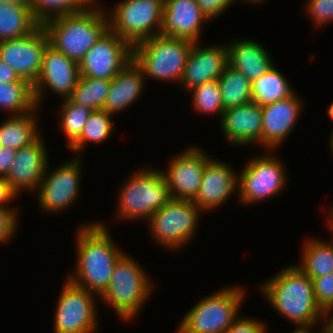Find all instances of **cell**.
Returning <instances> with one entry per match:
<instances>
[{
	"instance_id": "cell-43",
	"label": "cell",
	"mask_w": 333,
	"mask_h": 333,
	"mask_svg": "<svg viewBox=\"0 0 333 333\" xmlns=\"http://www.w3.org/2000/svg\"><path fill=\"white\" fill-rule=\"evenodd\" d=\"M17 81L27 80L21 79L15 70L0 59V82L11 83Z\"/></svg>"
},
{
	"instance_id": "cell-7",
	"label": "cell",
	"mask_w": 333,
	"mask_h": 333,
	"mask_svg": "<svg viewBox=\"0 0 333 333\" xmlns=\"http://www.w3.org/2000/svg\"><path fill=\"white\" fill-rule=\"evenodd\" d=\"M245 289L227 286L199 300L180 321L177 333H225L240 316Z\"/></svg>"
},
{
	"instance_id": "cell-26",
	"label": "cell",
	"mask_w": 333,
	"mask_h": 333,
	"mask_svg": "<svg viewBox=\"0 0 333 333\" xmlns=\"http://www.w3.org/2000/svg\"><path fill=\"white\" fill-rule=\"evenodd\" d=\"M39 25L30 7L0 3V42L25 37Z\"/></svg>"
},
{
	"instance_id": "cell-15",
	"label": "cell",
	"mask_w": 333,
	"mask_h": 333,
	"mask_svg": "<svg viewBox=\"0 0 333 333\" xmlns=\"http://www.w3.org/2000/svg\"><path fill=\"white\" fill-rule=\"evenodd\" d=\"M199 146H189L171 158L162 170L172 199L194 201L198 195L207 160L210 158Z\"/></svg>"
},
{
	"instance_id": "cell-45",
	"label": "cell",
	"mask_w": 333,
	"mask_h": 333,
	"mask_svg": "<svg viewBox=\"0 0 333 333\" xmlns=\"http://www.w3.org/2000/svg\"><path fill=\"white\" fill-rule=\"evenodd\" d=\"M317 324H308V325H297L296 330L292 333H313V329L316 328ZM319 333H324V326L321 328Z\"/></svg>"
},
{
	"instance_id": "cell-2",
	"label": "cell",
	"mask_w": 333,
	"mask_h": 333,
	"mask_svg": "<svg viewBox=\"0 0 333 333\" xmlns=\"http://www.w3.org/2000/svg\"><path fill=\"white\" fill-rule=\"evenodd\" d=\"M263 283L260 291L264 299L292 324H318L324 320L326 313L316 302L312 279L295 264Z\"/></svg>"
},
{
	"instance_id": "cell-31",
	"label": "cell",
	"mask_w": 333,
	"mask_h": 333,
	"mask_svg": "<svg viewBox=\"0 0 333 333\" xmlns=\"http://www.w3.org/2000/svg\"><path fill=\"white\" fill-rule=\"evenodd\" d=\"M218 83L224 110L252 102L251 82L231 66L225 68Z\"/></svg>"
},
{
	"instance_id": "cell-8",
	"label": "cell",
	"mask_w": 333,
	"mask_h": 333,
	"mask_svg": "<svg viewBox=\"0 0 333 333\" xmlns=\"http://www.w3.org/2000/svg\"><path fill=\"white\" fill-rule=\"evenodd\" d=\"M201 213L204 212L193 201L171 199L149 218L150 237L162 248L179 253L193 240Z\"/></svg>"
},
{
	"instance_id": "cell-40",
	"label": "cell",
	"mask_w": 333,
	"mask_h": 333,
	"mask_svg": "<svg viewBox=\"0 0 333 333\" xmlns=\"http://www.w3.org/2000/svg\"><path fill=\"white\" fill-rule=\"evenodd\" d=\"M196 3L210 22V20H214L222 15L223 12H226V9L234 3V0H196Z\"/></svg>"
},
{
	"instance_id": "cell-37",
	"label": "cell",
	"mask_w": 333,
	"mask_h": 333,
	"mask_svg": "<svg viewBox=\"0 0 333 333\" xmlns=\"http://www.w3.org/2000/svg\"><path fill=\"white\" fill-rule=\"evenodd\" d=\"M317 304L328 313L333 311V273L312 279Z\"/></svg>"
},
{
	"instance_id": "cell-21",
	"label": "cell",
	"mask_w": 333,
	"mask_h": 333,
	"mask_svg": "<svg viewBox=\"0 0 333 333\" xmlns=\"http://www.w3.org/2000/svg\"><path fill=\"white\" fill-rule=\"evenodd\" d=\"M262 123V106L252 101L225 109L219 126L227 144L242 148L249 144L262 146Z\"/></svg>"
},
{
	"instance_id": "cell-3",
	"label": "cell",
	"mask_w": 333,
	"mask_h": 333,
	"mask_svg": "<svg viewBox=\"0 0 333 333\" xmlns=\"http://www.w3.org/2000/svg\"><path fill=\"white\" fill-rule=\"evenodd\" d=\"M97 5L98 0L82 12L60 15L42 24L49 44L78 64L109 30L108 11Z\"/></svg>"
},
{
	"instance_id": "cell-33",
	"label": "cell",
	"mask_w": 333,
	"mask_h": 333,
	"mask_svg": "<svg viewBox=\"0 0 333 333\" xmlns=\"http://www.w3.org/2000/svg\"><path fill=\"white\" fill-rule=\"evenodd\" d=\"M59 114V127L68 139L65 145L68 148L81 134L84 125L93 111L92 109L73 103L69 98L61 100Z\"/></svg>"
},
{
	"instance_id": "cell-49",
	"label": "cell",
	"mask_w": 333,
	"mask_h": 333,
	"mask_svg": "<svg viewBox=\"0 0 333 333\" xmlns=\"http://www.w3.org/2000/svg\"><path fill=\"white\" fill-rule=\"evenodd\" d=\"M241 1L256 5V4H259V3H263L264 0H241ZM235 3H236V0H235Z\"/></svg>"
},
{
	"instance_id": "cell-6",
	"label": "cell",
	"mask_w": 333,
	"mask_h": 333,
	"mask_svg": "<svg viewBox=\"0 0 333 333\" xmlns=\"http://www.w3.org/2000/svg\"><path fill=\"white\" fill-rule=\"evenodd\" d=\"M193 42L163 35L152 36L132 46V59L145 78L180 84Z\"/></svg>"
},
{
	"instance_id": "cell-36",
	"label": "cell",
	"mask_w": 333,
	"mask_h": 333,
	"mask_svg": "<svg viewBox=\"0 0 333 333\" xmlns=\"http://www.w3.org/2000/svg\"><path fill=\"white\" fill-rule=\"evenodd\" d=\"M304 6L314 28H319L333 21V0H307Z\"/></svg>"
},
{
	"instance_id": "cell-29",
	"label": "cell",
	"mask_w": 333,
	"mask_h": 333,
	"mask_svg": "<svg viewBox=\"0 0 333 333\" xmlns=\"http://www.w3.org/2000/svg\"><path fill=\"white\" fill-rule=\"evenodd\" d=\"M36 108L33 85L28 81L0 82V110L17 116L30 113Z\"/></svg>"
},
{
	"instance_id": "cell-10",
	"label": "cell",
	"mask_w": 333,
	"mask_h": 333,
	"mask_svg": "<svg viewBox=\"0 0 333 333\" xmlns=\"http://www.w3.org/2000/svg\"><path fill=\"white\" fill-rule=\"evenodd\" d=\"M265 153L252 156L238 174L237 196L242 204H256L275 197L287 185L285 164L271 150Z\"/></svg>"
},
{
	"instance_id": "cell-47",
	"label": "cell",
	"mask_w": 333,
	"mask_h": 333,
	"mask_svg": "<svg viewBox=\"0 0 333 333\" xmlns=\"http://www.w3.org/2000/svg\"><path fill=\"white\" fill-rule=\"evenodd\" d=\"M331 207V209H329V216L327 217V219H328V225H329V227L328 228H330L329 230L333 233V205L332 206H330Z\"/></svg>"
},
{
	"instance_id": "cell-5",
	"label": "cell",
	"mask_w": 333,
	"mask_h": 333,
	"mask_svg": "<svg viewBox=\"0 0 333 333\" xmlns=\"http://www.w3.org/2000/svg\"><path fill=\"white\" fill-rule=\"evenodd\" d=\"M131 255L124 253L114 266L109 287L99 298L122 321L136 318L153 292L149 274Z\"/></svg>"
},
{
	"instance_id": "cell-44",
	"label": "cell",
	"mask_w": 333,
	"mask_h": 333,
	"mask_svg": "<svg viewBox=\"0 0 333 333\" xmlns=\"http://www.w3.org/2000/svg\"><path fill=\"white\" fill-rule=\"evenodd\" d=\"M323 323L324 333H333V311L326 313Z\"/></svg>"
},
{
	"instance_id": "cell-23",
	"label": "cell",
	"mask_w": 333,
	"mask_h": 333,
	"mask_svg": "<svg viewBox=\"0 0 333 333\" xmlns=\"http://www.w3.org/2000/svg\"><path fill=\"white\" fill-rule=\"evenodd\" d=\"M226 44L229 66L241 72L251 83L274 65L268 50L259 41L245 38Z\"/></svg>"
},
{
	"instance_id": "cell-34",
	"label": "cell",
	"mask_w": 333,
	"mask_h": 333,
	"mask_svg": "<svg viewBox=\"0 0 333 333\" xmlns=\"http://www.w3.org/2000/svg\"><path fill=\"white\" fill-rule=\"evenodd\" d=\"M97 0H33L34 18L43 24L45 21L69 13H79L88 9Z\"/></svg>"
},
{
	"instance_id": "cell-24",
	"label": "cell",
	"mask_w": 333,
	"mask_h": 333,
	"mask_svg": "<svg viewBox=\"0 0 333 333\" xmlns=\"http://www.w3.org/2000/svg\"><path fill=\"white\" fill-rule=\"evenodd\" d=\"M145 75L141 68L130 60L129 63L111 80L109 94L103 110L112 115L119 114L140 99L146 87Z\"/></svg>"
},
{
	"instance_id": "cell-18",
	"label": "cell",
	"mask_w": 333,
	"mask_h": 333,
	"mask_svg": "<svg viewBox=\"0 0 333 333\" xmlns=\"http://www.w3.org/2000/svg\"><path fill=\"white\" fill-rule=\"evenodd\" d=\"M303 108L296 91L286 99L262 106V147L276 150L293 132Z\"/></svg>"
},
{
	"instance_id": "cell-50",
	"label": "cell",
	"mask_w": 333,
	"mask_h": 333,
	"mask_svg": "<svg viewBox=\"0 0 333 333\" xmlns=\"http://www.w3.org/2000/svg\"><path fill=\"white\" fill-rule=\"evenodd\" d=\"M329 141H330V142H329V145H330V149H331L330 152H332L331 154H333V130L331 131Z\"/></svg>"
},
{
	"instance_id": "cell-27",
	"label": "cell",
	"mask_w": 333,
	"mask_h": 333,
	"mask_svg": "<svg viewBox=\"0 0 333 333\" xmlns=\"http://www.w3.org/2000/svg\"><path fill=\"white\" fill-rule=\"evenodd\" d=\"M303 244L302 259L296 266L311 279L333 273V240L312 238Z\"/></svg>"
},
{
	"instance_id": "cell-16",
	"label": "cell",
	"mask_w": 333,
	"mask_h": 333,
	"mask_svg": "<svg viewBox=\"0 0 333 333\" xmlns=\"http://www.w3.org/2000/svg\"><path fill=\"white\" fill-rule=\"evenodd\" d=\"M79 78L78 63L48 44L43 54L41 71L33 85L37 107H40V103L44 100L42 98L46 88L52 90L58 97L62 96V100L68 99Z\"/></svg>"
},
{
	"instance_id": "cell-25",
	"label": "cell",
	"mask_w": 333,
	"mask_h": 333,
	"mask_svg": "<svg viewBox=\"0 0 333 333\" xmlns=\"http://www.w3.org/2000/svg\"><path fill=\"white\" fill-rule=\"evenodd\" d=\"M37 107L34 111L11 116L0 124V146L19 150L33 143L40 135L39 125L36 118Z\"/></svg>"
},
{
	"instance_id": "cell-9",
	"label": "cell",
	"mask_w": 333,
	"mask_h": 333,
	"mask_svg": "<svg viewBox=\"0 0 333 333\" xmlns=\"http://www.w3.org/2000/svg\"><path fill=\"white\" fill-rule=\"evenodd\" d=\"M163 8L164 0H122L107 14L109 30L133 46L160 34Z\"/></svg>"
},
{
	"instance_id": "cell-35",
	"label": "cell",
	"mask_w": 333,
	"mask_h": 333,
	"mask_svg": "<svg viewBox=\"0 0 333 333\" xmlns=\"http://www.w3.org/2000/svg\"><path fill=\"white\" fill-rule=\"evenodd\" d=\"M192 96L194 110L200 114H218L221 119L224 108L218 80L206 82L188 91Z\"/></svg>"
},
{
	"instance_id": "cell-20",
	"label": "cell",
	"mask_w": 333,
	"mask_h": 333,
	"mask_svg": "<svg viewBox=\"0 0 333 333\" xmlns=\"http://www.w3.org/2000/svg\"><path fill=\"white\" fill-rule=\"evenodd\" d=\"M229 164L209 158L206 162L202 183L193 201L203 212L217 209L238 194V173Z\"/></svg>"
},
{
	"instance_id": "cell-41",
	"label": "cell",
	"mask_w": 333,
	"mask_h": 333,
	"mask_svg": "<svg viewBox=\"0 0 333 333\" xmlns=\"http://www.w3.org/2000/svg\"><path fill=\"white\" fill-rule=\"evenodd\" d=\"M17 150L0 146V178H5L15 161Z\"/></svg>"
},
{
	"instance_id": "cell-22",
	"label": "cell",
	"mask_w": 333,
	"mask_h": 333,
	"mask_svg": "<svg viewBox=\"0 0 333 333\" xmlns=\"http://www.w3.org/2000/svg\"><path fill=\"white\" fill-rule=\"evenodd\" d=\"M207 21L196 0H164L160 35L199 42Z\"/></svg>"
},
{
	"instance_id": "cell-30",
	"label": "cell",
	"mask_w": 333,
	"mask_h": 333,
	"mask_svg": "<svg viewBox=\"0 0 333 333\" xmlns=\"http://www.w3.org/2000/svg\"><path fill=\"white\" fill-rule=\"evenodd\" d=\"M113 116L107 113L103 109L93 110L84 125L80 136L68 147V149L75 153V155L80 156L82 151H85L86 144L104 143L113 131ZM81 152V153H80Z\"/></svg>"
},
{
	"instance_id": "cell-46",
	"label": "cell",
	"mask_w": 333,
	"mask_h": 333,
	"mask_svg": "<svg viewBox=\"0 0 333 333\" xmlns=\"http://www.w3.org/2000/svg\"><path fill=\"white\" fill-rule=\"evenodd\" d=\"M0 3L20 4L26 7H30L32 9L33 0H0Z\"/></svg>"
},
{
	"instance_id": "cell-13",
	"label": "cell",
	"mask_w": 333,
	"mask_h": 333,
	"mask_svg": "<svg viewBox=\"0 0 333 333\" xmlns=\"http://www.w3.org/2000/svg\"><path fill=\"white\" fill-rule=\"evenodd\" d=\"M132 60V46L108 30L79 62L80 76L112 80Z\"/></svg>"
},
{
	"instance_id": "cell-19",
	"label": "cell",
	"mask_w": 333,
	"mask_h": 333,
	"mask_svg": "<svg viewBox=\"0 0 333 333\" xmlns=\"http://www.w3.org/2000/svg\"><path fill=\"white\" fill-rule=\"evenodd\" d=\"M200 45V41L193 43L180 80L179 87L187 92L198 85L218 80L229 65L227 44Z\"/></svg>"
},
{
	"instance_id": "cell-1",
	"label": "cell",
	"mask_w": 333,
	"mask_h": 333,
	"mask_svg": "<svg viewBox=\"0 0 333 333\" xmlns=\"http://www.w3.org/2000/svg\"><path fill=\"white\" fill-rule=\"evenodd\" d=\"M90 222L76 228V263L67 279L101 297L109 287L113 269L125 253L111 238L109 227Z\"/></svg>"
},
{
	"instance_id": "cell-14",
	"label": "cell",
	"mask_w": 333,
	"mask_h": 333,
	"mask_svg": "<svg viewBox=\"0 0 333 333\" xmlns=\"http://www.w3.org/2000/svg\"><path fill=\"white\" fill-rule=\"evenodd\" d=\"M49 44L46 30L40 24L31 34L0 42V59L21 79L34 85L41 71L43 54Z\"/></svg>"
},
{
	"instance_id": "cell-4",
	"label": "cell",
	"mask_w": 333,
	"mask_h": 333,
	"mask_svg": "<svg viewBox=\"0 0 333 333\" xmlns=\"http://www.w3.org/2000/svg\"><path fill=\"white\" fill-rule=\"evenodd\" d=\"M145 167L133 171L118 190L117 218L148 221L172 199L162 170Z\"/></svg>"
},
{
	"instance_id": "cell-42",
	"label": "cell",
	"mask_w": 333,
	"mask_h": 333,
	"mask_svg": "<svg viewBox=\"0 0 333 333\" xmlns=\"http://www.w3.org/2000/svg\"><path fill=\"white\" fill-rule=\"evenodd\" d=\"M18 196L11 190L4 178H0V207H11L9 202H13Z\"/></svg>"
},
{
	"instance_id": "cell-39",
	"label": "cell",
	"mask_w": 333,
	"mask_h": 333,
	"mask_svg": "<svg viewBox=\"0 0 333 333\" xmlns=\"http://www.w3.org/2000/svg\"><path fill=\"white\" fill-rule=\"evenodd\" d=\"M266 327V323L256 318L239 316L225 333H267Z\"/></svg>"
},
{
	"instance_id": "cell-32",
	"label": "cell",
	"mask_w": 333,
	"mask_h": 333,
	"mask_svg": "<svg viewBox=\"0 0 333 333\" xmlns=\"http://www.w3.org/2000/svg\"><path fill=\"white\" fill-rule=\"evenodd\" d=\"M110 87L111 80L80 76L69 99L92 110L103 109Z\"/></svg>"
},
{
	"instance_id": "cell-17",
	"label": "cell",
	"mask_w": 333,
	"mask_h": 333,
	"mask_svg": "<svg viewBox=\"0 0 333 333\" xmlns=\"http://www.w3.org/2000/svg\"><path fill=\"white\" fill-rule=\"evenodd\" d=\"M42 134L31 144L17 150L15 161L4 178L18 196L22 190H38L45 174L49 157Z\"/></svg>"
},
{
	"instance_id": "cell-38",
	"label": "cell",
	"mask_w": 333,
	"mask_h": 333,
	"mask_svg": "<svg viewBox=\"0 0 333 333\" xmlns=\"http://www.w3.org/2000/svg\"><path fill=\"white\" fill-rule=\"evenodd\" d=\"M19 209L14 206L11 207H0V244L9 243L10 240L16 234L19 221ZM15 233V234H14Z\"/></svg>"
},
{
	"instance_id": "cell-12",
	"label": "cell",
	"mask_w": 333,
	"mask_h": 333,
	"mask_svg": "<svg viewBox=\"0 0 333 333\" xmlns=\"http://www.w3.org/2000/svg\"><path fill=\"white\" fill-rule=\"evenodd\" d=\"M80 159V156H74L51 170H48V162L45 174L36 191V200L38 199L37 202L42 212L56 214L73 206L78 200L82 178V160Z\"/></svg>"
},
{
	"instance_id": "cell-48",
	"label": "cell",
	"mask_w": 333,
	"mask_h": 333,
	"mask_svg": "<svg viewBox=\"0 0 333 333\" xmlns=\"http://www.w3.org/2000/svg\"><path fill=\"white\" fill-rule=\"evenodd\" d=\"M326 112H327L328 116H329V117L332 119V121H333V102L331 103L330 106H328Z\"/></svg>"
},
{
	"instance_id": "cell-28",
	"label": "cell",
	"mask_w": 333,
	"mask_h": 333,
	"mask_svg": "<svg viewBox=\"0 0 333 333\" xmlns=\"http://www.w3.org/2000/svg\"><path fill=\"white\" fill-rule=\"evenodd\" d=\"M275 64L259 79L251 83L252 101L265 106L291 96L295 91Z\"/></svg>"
},
{
	"instance_id": "cell-11",
	"label": "cell",
	"mask_w": 333,
	"mask_h": 333,
	"mask_svg": "<svg viewBox=\"0 0 333 333\" xmlns=\"http://www.w3.org/2000/svg\"><path fill=\"white\" fill-rule=\"evenodd\" d=\"M53 318L55 333H96L98 330L97 296L67 278L61 287Z\"/></svg>"
}]
</instances>
